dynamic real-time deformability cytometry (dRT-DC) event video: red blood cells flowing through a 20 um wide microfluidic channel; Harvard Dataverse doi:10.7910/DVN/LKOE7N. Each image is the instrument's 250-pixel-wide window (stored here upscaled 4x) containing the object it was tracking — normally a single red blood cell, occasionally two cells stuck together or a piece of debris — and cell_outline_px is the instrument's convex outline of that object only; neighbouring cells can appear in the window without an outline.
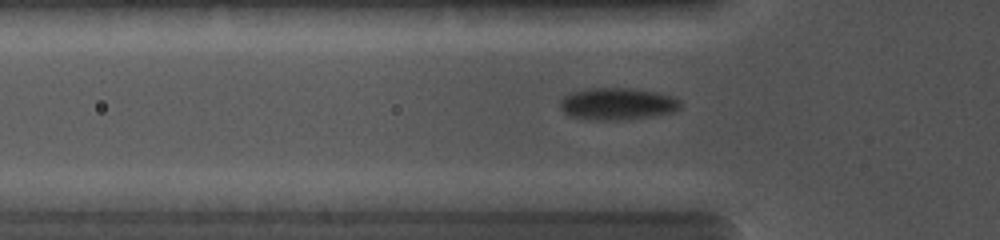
{"species": "common noctule bat (a hibernating species)", "species_latin": "Nyctalus noctula", "temperature_condition": "cold", "stored_images_in_passage": 53, "camera_frame_rate_fps": 5000, "um_per_image_px": 0.085, "animal": {"sex": "female", "body_mass_g": 19.0, "forearm_length_mm": 56.7}, "frame": {"image": 1, "passage_image": 13, "time_ms": 4.0, "image_size_px": [1000, 240], "cell_outline_px": [[680, 108], [676, 112], [648, 116], [616, 120], [588, 120], [568, 116], [560, 108], [560, 100], [564, 96], [572, 92], [592, 88], [632, 88], [656, 92], [672, 96], [680, 100]], "centroid_in_image_um": [52.45, 8.83], "position_along_channel_um": 73.3, "area_um2": 22.48}}
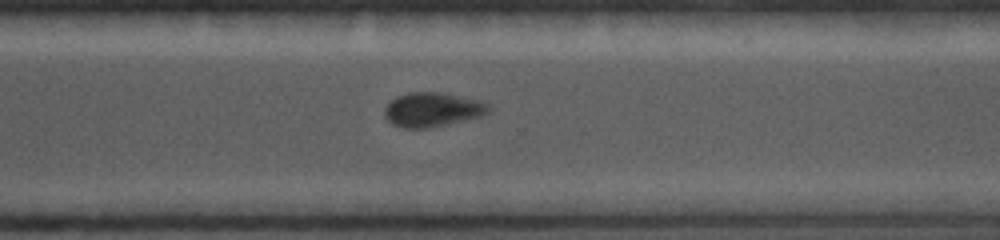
{"frame": {"image": 2, "passage_image": 36, "time_ms": 9.8, "image_size_px": [1000, 240], "cell_outline_px": [[492, 112], [484, 116], [468, 120], [428, 128], [400, 128], [392, 124], [384, 116], [384, 108], [396, 96], [408, 92], [440, 92], [480, 100], [488, 104], [492, 108]], "centroid_in_image_um": [36.8, 9.32], "position_along_channel_um": 333.8, "area_um2": 21.21}}
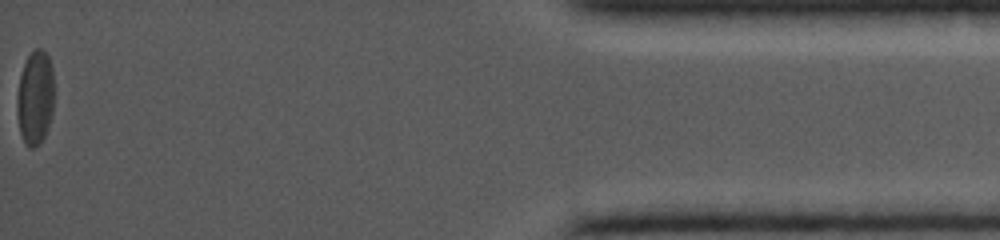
{"frame": {"image": 3, "passage_image": 53, "time_ms": 13.6, "image_size_px": [1000, 240], "cell_outline_px": [[52, 112], [48, 128], [44, 136], [32, 148], [28, 148], [24, 144], [20, 132], [16, 112], [16, 100], [20, 76], [24, 64], [28, 56], [36, 48], [40, 48], [48, 56], [52, 68]], "centroid_in_image_um": [2.95, 8.32], "position_along_channel_um": 432.2, "area_um2": 20.11}}